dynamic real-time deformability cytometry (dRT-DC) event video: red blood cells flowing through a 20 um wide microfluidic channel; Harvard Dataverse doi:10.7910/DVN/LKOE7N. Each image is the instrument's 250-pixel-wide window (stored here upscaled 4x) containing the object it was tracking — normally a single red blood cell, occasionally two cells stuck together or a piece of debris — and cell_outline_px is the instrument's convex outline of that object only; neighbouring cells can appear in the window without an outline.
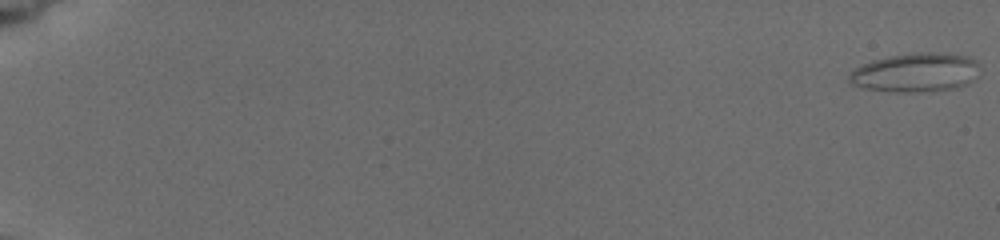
{"species": "common noctule bat (a hibernating species)", "species_latin": "Nyctalus noctula", "temperature_condition": "cold", "stored_images_in_passage": 6, "camera_frame_rate_fps": 3000, "um_per_image_px": 0.085, "animal": {"sex": "female", "body_mass_g": 19.5, "forearm_length_mm": 54.1}, "frame": {"image": 1, "passage_image": 1, "time_ms": 0.0, "image_size_px": [1000, 240], "cell_outline_px": [[980, 76], [968, 84], [956, 88], [916, 92], [896, 92], [864, 88], [852, 84], [848, 80], [848, 72], [872, 60], [912, 52], [928, 52], [968, 56], [980, 60]], "centroid_in_image_um": [77.9, 6.16], "position_along_channel_um": 7.1, "area_um2": 30.06}}